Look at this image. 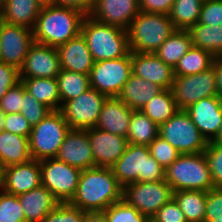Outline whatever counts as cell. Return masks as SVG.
<instances>
[{"label": "cell", "mask_w": 222, "mask_h": 222, "mask_svg": "<svg viewBox=\"0 0 222 222\" xmlns=\"http://www.w3.org/2000/svg\"><path fill=\"white\" fill-rule=\"evenodd\" d=\"M122 199V186L112 168L93 167L82 170L75 196L69 202L85 212L104 211Z\"/></svg>", "instance_id": "6da1fadb"}, {"label": "cell", "mask_w": 222, "mask_h": 222, "mask_svg": "<svg viewBox=\"0 0 222 222\" xmlns=\"http://www.w3.org/2000/svg\"><path fill=\"white\" fill-rule=\"evenodd\" d=\"M86 15L77 9L63 6L42 7L32 29L35 43L58 48L81 33Z\"/></svg>", "instance_id": "7a4b0ae2"}, {"label": "cell", "mask_w": 222, "mask_h": 222, "mask_svg": "<svg viewBox=\"0 0 222 222\" xmlns=\"http://www.w3.org/2000/svg\"><path fill=\"white\" fill-rule=\"evenodd\" d=\"M81 34L94 62L121 58L131 52L126 30L100 23L88 15L82 21Z\"/></svg>", "instance_id": "3957f363"}, {"label": "cell", "mask_w": 222, "mask_h": 222, "mask_svg": "<svg viewBox=\"0 0 222 222\" xmlns=\"http://www.w3.org/2000/svg\"><path fill=\"white\" fill-rule=\"evenodd\" d=\"M111 168L122 187L138 181L165 180V169L150 155L147 145L128 144L124 153Z\"/></svg>", "instance_id": "277c9868"}, {"label": "cell", "mask_w": 222, "mask_h": 222, "mask_svg": "<svg viewBox=\"0 0 222 222\" xmlns=\"http://www.w3.org/2000/svg\"><path fill=\"white\" fill-rule=\"evenodd\" d=\"M175 30L169 15L140 11L127 29L130 51L155 53Z\"/></svg>", "instance_id": "5b68a950"}, {"label": "cell", "mask_w": 222, "mask_h": 222, "mask_svg": "<svg viewBox=\"0 0 222 222\" xmlns=\"http://www.w3.org/2000/svg\"><path fill=\"white\" fill-rule=\"evenodd\" d=\"M165 181L174 192L180 190L207 192L214 188L204 152L181 154L165 169Z\"/></svg>", "instance_id": "8992f818"}, {"label": "cell", "mask_w": 222, "mask_h": 222, "mask_svg": "<svg viewBox=\"0 0 222 222\" xmlns=\"http://www.w3.org/2000/svg\"><path fill=\"white\" fill-rule=\"evenodd\" d=\"M71 128L59 110H52L41 122L32 127L29 148L32 159L42 161L55 158Z\"/></svg>", "instance_id": "52a82bcc"}, {"label": "cell", "mask_w": 222, "mask_h": 222, "mask_svg": "<svg viewBox=\"0 0 222 222\" xmlns=\"http://www.w3.org/2000/svg\"><path fill=\"white\" fill-rule=\"evenodd\" d=\"M159 136L181 154L201 153L208 141L193 123L186 110H179L168 121L159 126Z\"/></svg>", "instance_id": "ba28073f"}, {"label": "cell", "mask_w": 222, "mask_h": 222, "mask_svg": "<svg viewBox=\"0 0 222 222\" xmlns=\"http://www.w3.org/2000/svg\"><path fill=\"white\" fill-rule=\"evenodd\" d=\"M174 191L168 182H134L122 187V199L151 219L156 212L173 199Z\"/></svg>", "instance_id": "9c48e42d"}, {"label": "cell", "mask_w": 222, "mask_h": 222, "mask_svg": "<svg viewBox=\"0 0 222 222\" xmlns=\"http://www.w3.org/2000/svg\"><path fill=\"white\" fill-rule=\"evenodd\" d=\"M131 74V52L121 58L97 61L89 74L90 87L109 98L117 97Z\"/></svg>", "instance_id": "30bf717a"}, {"label": "cell", "mask_w": 222, "mask_h": 222, "mask_svg": "<svg viewBox=\"0 0 222 222\" xmlns=\"http://www.w3.org/2000/svg\"><path fill=\"white\" fill-rule=\"evenodd\" d=\"M171 91L179 110H186L203 98L218 96L214 65L197 74L174 76Z\"/></svg>", "instance_id": "8fae6325"}, {"label": "cell", "mask_w": 222, "mask_h": 222, "mask_svg": "<svg viewBox=\"0 0 222 222\" xmlns=\"http://www.w3.org/2000/svg\"><path fill=\"white\" fill-rule=\"evenodd\" d=\"M41 185L60 203L70 202L75 196L82 170L55 158L40 161Z\"/></svg>", "instance_id": "7c38bea8"}, {"label": "cell", "mask_w": 222, "mask_h": 222, "mask_svg": "<svg viewBox=\"0 0 222 222\" xmlns=\"http://www.w3.org/2000/svg\"><path fill=\"white\" fill-rule=\"evenodd\" d=\"M108 97L93 88L61 104L59 109L71 129L87 130L96 126L103 103Z\"/></svg>", "instance_id": "4fadbf2b"}, {"label": "cell", "mask_w": 222, "mask_h": 222, "mask_svg": "<svg viewBox=\"0 0 222 222\" xmlns=\"http://www.w3.org/2000/svg\"><path fill=\"white\" fill-rule=\"evenodd\" d=\"M33 43L32 29L0 21V62L19 70Z\"/></svg>", "instance_id": "5bb4252c"}, {"label": "cell", "mask_w": 222, "mask_h": 222, "mask_svg": "<svg viewBox=\"0 0 222 222\" xmlns=\"http://www.w3.org/2000/svg\"><path fill=\"white\" fill-rule=\"evenodd\" d=\"M60 59L57 48L33 43L19 69L20 78H56L60 73Z\"/></svg>", "instance_id": "9a60e30c"}, {"label": "cell", "mask_w": 222, "mask_h": 222, "mask_svg": "<svg viewBox=\"0 0 222 222\" xmlns=\"http://www.w3.org/2000/svg\"><path fill=\"white\" fill-rule=\"evenodd\" d=\"M140 11L139 0H96L88 16L127 31Z\"/></svg>", "instance_id": "2e32d148"}, {"label": "cell", "mask_w": 222, "mask_h": 222, "mask_svg": "<svg viewBox=\"0 0 222 222\" xmlns=\"http://www.w3.org/2000/svg\"><path fill=\"white\" fill-rule=\"evenodd\" d=\"M95 167L111 168L128 146V139L97 128L87 129Z\"/></svg>", "instance_id": "e0dca14e"}, {"label": "cell", "mask_w": 222, "mask_h": 222, "mask_svg": "<svg viewBox=\"0 0 222 222\" xmlns=\"http://www.w3.org/2000/svg\"><path fill=\"white\" fill-rule=\"evenodd\" d=\"M193 123L209 142L218 134L222 124V98L210 96L203 98L186 109Z\"/></svg>", "instance_id": "ac0fdd59"}, {"label": "cell", "mask_w": 222, "mask_h": 222, "mask_svg": "<svg viewBox=\"0 0 222 222\" xmlns=\"http://www.w3.org/2000/svg\"><path fill=\"white\" fill-rule=\"evenodd\" d=\"M56 158L80 170L95 167L87 130L70 129Z\"/></svg>", "instance_id": "d6986e66"}, {"label": "cell", "mask_w": 222, "mask_h": 222, "mask_svg": "<svg viewBox=\"0 0 222 222\" xmlns=\"http://www.w3.org/2000/svg\"><path fill=\"white\" fill-rule=\"evenodd\" d=\"M132 73L143 80L155 83L163 89H171L174 72L155 53L131 52Z\"/></svg>", "instance_id": "ffe728a7"}, {"label": "cell", "mask_w": 222, "mask_h": 222, "mask_svg": "<svg viewBox=\"0 0 222 222\" xmlns=\"http://www.w3.org/2000/svg\"><path fill=\"white\" fill-rule=\"evenodd\" d=\"M41 185L40 161L28 162L6 167L3 191L12 195H21Z\"/></svg>", "instance_id": "44dd1931"}, {"label": "cell", "mask_w": 222, "mask_h": 222, "mask_svg": "<svg viewBox=\"0 0 222 222\" xmlns=\"http://www.w3.org/2000/svg\"><path fill=\"white\" fill-rule=\"evenodd\" d=\"M132 113L133 110L123 101L117 97H108L103 103L95 128L127 137Z\"/></svg>", "instance_id": "7402d4cb"}, {"label": "cell", "mask_w": 222, "mask_h": 222, "mask_svg": "<svg viewBox=\"0 0 222 222\" xmlns=\"http://www.w3.org/2000/svg\"><path fill=\"white\" fill-rule=\"evenodd\" d=\"M57 50L62 70L90 74L94 60L87 42L81 33L67 43L59 46Z\"/></svg>", "instance_id": "603a6c76"}, {"label": "cell", "mask_w": 222, "mask_h": 222, "mask_svg": "<svg viewBox=\"0 0 222 222\" xmlns=\"http://www.w3.org/2000/svg\"><path fill=\"white\" fill-rule=\"evenodd\" d=\"M26 222H43L60 201L43 185L17 196Z\"/></svg>", "instance_id": "cb8c5ba5"}, {"label": "cell", "mask_w": 222, "mask_h": 222, "mask_svg": "<svg viewBox=\"0 0 222 222\" xmlns=\"http://www.w3.org/2000/svg\"><path fill=\"white\" fill-rule=\"evenodd\" d=\"M163 90L157 84L143 80L132 73L117 98L132 110H142L154 96Z\"/></svg>", "instance_id": "d4e9b609"}, {"label": "cell", "mask_w": 222, "mask_h": 222, "mask_svg": "<svg viewBox=\"0 0 222 222\" xmlns=\"http://www.w3.org/2000/svg\"><path fill=\"white\" fill-rule=\"evenodd\" d=\"M41 9L37 0H4L2 21L33 29Z\"/></svg>", "instance_id": "484cf974"}, {"label": "cell", "mask_w": 222, "mask_h": 222, "mask_svg": "<svg viewBox=\"0 0 222 222\" xmlns=\"http://www.w3.org/2000/svg\"><path fill=\"white\" fill-rule=\"evenodd\" d=\"M31 159L28 137L0 131V162L4 166L25 163Z\"/></svg>", "instance_id": "4316f807"}, {"label": "cell", "mask_w": 222, "mask_h": 222, "mask_svg": "<svg viewBox=\"0 0 222 222\" xmlns=\"http://www.w3.org/2000/svg\"><path fill=\"white\" fill-rule=\"evenodd\" d=\"M25 90L51 110H59L61 100L56 78H20Z\"/></svg>", "instance_id": "83f0119b"}, {"label": "cell", "mask_w": 222, "mask_h": 222, "mask_svg": "<svg viewBox=\"0 0 222 222\" xmlns=\"http://www.w3.org/2000/svg\"><path fill=\"white\" fill-rule=\"evenodd\" d=\"M192 47L190 34L187 30H175L157 49L155 54L172 68L181 57Z\"/></svg>", "instance_id": "f1b7e54d"}, {"label": "cell", "mask_w": 222, "mask_h": 222, "mask_svg": "<svg viewBox=\"0 0 222 222\" xmlns=\"http://www.w3.org/2000/svg\"><path fill=\"white\" fill-rule=\"evenodd\" d=\"M187 31L193 47L209 51L214 56L222 55V24L210 26L196 23Z\"/></svg>", "instance_id": "f546056e"}, {"label": "cell", "mask_w": 222, "mask_h": 222, "mask_svg": "<svg viewBox=\"0 0 222 222\" xmlns=\"http://www.w3.org/2000/svg\"><path fill=\"white\" fill-rule=\"evenodd\" d=\"M173 199L184 213L187 222H204L206 191L180 190L174 192Z\"/></svg>", "instance_id": "4dcf8cb0"}, {"label": "cell", "mask_w": 222, "mask_h": 222, "mask_svg": "<svg viewBox=\"0 0 222 222\" xmlns=\"http://www.w3.org/2000/svg\"><path fill=\"white\" fill-rule=\"evenodd\" d=\"M159 135V126L141 110H133L127 139L129 144L149 145Z\"/></svg>", "instance_id": "1f68e13d"}, {"label": "cell", "mask_w": 222, "mask_h": 222, "mask_svg": "<svg viewBox=\"0 0 222 222\" xmlns=\"http://www.w3.org/2000/svg\"><path fill=\"white\" fill-rule=\"evenodd\" d=\"M215 56L201 48L191 47L173 68L174 76H186L200 73L212 67Z\"/></svg>", "instance_id": "d6a6232c"}, {"label": "cell", "mask_w": 222, "mask_h": 222, "mask_svg": "<svg viewBox=\"0 0 222 222\" xmlns=\"http://www.w3.org/2000/svg\"><path fill=\"white\" fill-rule=\"evenodd\" d=\"M141 111L160 126L176 114L179 108L171 89H164L161 93L154 96Z\"/></svg>", "instance_id": "836d02e7"}, {"label": "cell", "mask_w": 222, "mask_h": 222, "mask_svg": "<svg viewBox=\"0 0 222 222\" xmlns=\"http://www.w3.org/2000/svg\"><path fill=\"white\" fill-rule=\"evenodd\" d=\"M204 0H174L169 13L176 30H188L198 23Z\"/></svg>", "instance_id": "e575fe53"}, {"label": "cell", "mask_w": 222, "mask_h": 222, "mask_svg": "<svg viewBox=\"0 0 222 222\" xmlns=\"http://www.w3.org/2000/svg\"><path fill=\"white\" fill-rule=\"evenodd\" d=\"M61 104L86 92L90 87L89 75L60 70L56 76Z\"/></svg>", "instance_id": "d590c367"}, {"label": "cell", "mask_w": 222, "mask_h": 222, "mask_svg": "<svg viewBox=\"0 0 222 222\" xmlns=\"http://www.w3.org/2000/svg\"><path fill=\"white\" fill-rule=\"evenodd\" d=\"M108 222H147L148 218L123 199L103 211Z\"/></svg>", "instance_id": "8d00e7d4"}, {"label": "cell", "mask_w": 222, "mask_h": 222, "mask_svg": "<svg viewBox=\"0 0 222 222\" xmlns=\"http://www.w3.org/2000/svg\"><path fill=\"white\" fill-rule=\"evenodd\" d=\"M0 222H26L23 207L16 195L0 192Z\"/></svg>", "instance_id": "74e56055"}, {"label": "cell", "mask_w": 222, "mask_h": 222, "mask_svg": "<svg viewBox=\"0 0 222 222\" xmlns=\"http://www.w3.org/2000/svg\"><path fill=\"white\" fill-rule=\"evenodd\" d=\"M51 111L45 104L39 102L26 90L24 91L20 113L28 120L32 127L41 122Z\"/></svg>", "instance_id": "f35d334b"}, {"label": "cell", "mask_w": 222, "mask_h": 222, "mask_svg": "<svg viewBox=\"0 0 222 222\" xmlns=\"http://www.w3.org/2000/svg\"><path fill=\"white\" fill-rule=\"evenodd\" d=\"M150 155L166 169L180 155L179 151L159 135L148 145Z\"/></svg>", "instance_id": "ab89813d"}, {"label": "cell", "mask_w": 222, "mask_h": 222, "mask_svg": "<svg viewBox=\"0 0 222 222\" xmlns=\"http://www.w3.org/2000/svg\"><path fill=\"white\" fill-rule=\"evenodd\" d=\"M214 187H222V144L208 142L204 151Z\"/></svg>", "instance_id": "60d3db41"}, {"label": "cell", "mask_w": 222, "mask_h": 222, "mask_svg": "<svg viewBox=\"0 0 222 222\" xmlns=\"http://www.w3.org/2000/svg\"><path fill=\"white\" fill-rule=\"evenodd\" d=\"M85 213L69 202H64L51 210L43 222H83Z\"/></svg>", "instance_id": "b9f144b4"}, {"label": "cell", "mask_w": 222, "mask_h": 222, "mask_svg": "<svg viewBox=\"0 0 222 222\" xmlns=\"http://www.w3.org/2000/svg\"><path fill=\"white\" fill-rule=\"evenodd\" d=\"M25 86L21 80L10 87L6 94L1 98L0 109L5 114L20 113L22 109V95L24 94Z\"/></svg>", "instance_id": "7bdbcfd3"}, {"label": "cell", "mask_w": 222, "mask_h": 222, "mask_svg": "<svg viewBox=\"0 0 222 222\" xmlns=\"http://www.w3.org/2000/svg\"><path fill=\"white\" fill-rule=\"evenodd\" d=\"M198 23L210 26L222 24V0H204Z\"/></svg>", "instance_id": "ee69618b"}, {"label": "cell", "mask_w": 222, "mask_h": 222, "mask_svg": "<svg viewBox=\"0 0 222 222\" xmlns=\"http://www.w3.org/2000/svg\"><path fill=\"white\" fill-rule=\"evenodd\" d=\"M4 122V131L29 138L32 126L21 113L6 114Z\"/></svg>", "instance_id": "f6af8a7d"}, {"label": "cell", "mask_w": 222, "mask_h": 222, "mask_svg": "<svg viewBox=\"0 0 222 222\" xmlns=\"http://www.w3.org/2000/svg\"><path fill=\"white\" fill-rule=\"evenodd\" d=\"M222 217V187H214L206 192V207L204 221Z\"/></svg>", "instance_id": "bcb514c9"}, {"label": "cell", "mask_w": 222, "mask_h": 222, "mask_svg": "<svg viewBox=\"0 0 222 222\" xmlns=\"http://www.w3.org/2000/svg\"><path fill=\"white\" fill-rule=\"evenodd\" d=\"M151 219L155 222H187L174 199L164 204Z\"/></svg>", "instance_id": "7dc6e473"}, {"label": "cell", "mask_w": 222, "mask_h": 222, "mask_svg": "<svg viewBox=\"0 0 222 222\" xmlns=\"http://www.w3.org/2000/svg\"><path fill=\"white\" fill-rule=\"evenodd\" d=\"M19 81V70L12 65L0 62V101L8 89Z\"/></svg>", "instance_id": "c3c4849f"}, {"label": "cell", "mask_w": 222, "mask_h": 222, "mask_svg": "<svg viewBox=\"0 0 222 222\" xmlns=\"http://www.w3.org/2000/svg\"><path fill=\"white\" fill-rule=\"evenodd\" d=\"M174 0H139L141 11L169 15Z\"/></svg>", "instance_id": "681fc988"}, {"label": "cell", "mask_w": 222, "mask_h": 222, "mask_svg": "<svg viewBox=\"0 0 222 222\" xmlns=\"http://www.w3.org/2000/svg\"><path fill=\"white\" fill-rule=\"evenodd\" d=\"M96 0H56L57 6L70 7L88 15Z\"/></svg>", "instance_id": "f907efd6"}, {"label": "cell", "mask_w": 222, "mask_h": 222, "mask_svg": "<svg viewBox=\"0 0 222 222\" xmlns=\"http://www.w3.org/2000/svg\"><path fill=\"white\" fill-rule=\"evenodd\" d=\"M214 69L217 79V93L222 98V55L215 56Z\"/></svg>", "instance_id": "816d5d0a"}, {"label": "cell", "mask_w": 222, "mask_h": 222, "mask_svg": "<svg viewBox=\"0 0 222 222\" xmlns=\"http://www.w3.org/2000/svg\"><path fill=\"white\" fill-rule=\"evenodd\" d=\"M83 222H108L103 211L86 212Z\"/></svg>", "instance_id": "f5cc1de1"}, {"label": "cell", "mask_w": 222, "mask_h": 222, "mask_svg": "<svg viewBox=\"0 0 222 222\" xmlns=\"http://www.w3.org/2000/svg\"><path fill=\"white\" fill-rule=\"evenodd\" d=\"M6 166L0 162V192L3 191L5 185Z\"/></svg>", "instance_id": "db71d44e"}, {"label": "cell", "mask_w": 222, "mask_h": 222, "mask_svg": "<svg viewBox=\"0 0 222 222\" xmlns=\"http://www.w3.org/2000/svg\"><path fill=\"white\" fill-rule=\"evenodd\" d=\"M42 7L56 5V0H37Z\"/></svg>", "instance_id": "11a10c76"}, {"label": "cell", "mask_w": 222, "mask_h": 222, "mask_svg": "<svg viewBox=\"0 0 222 222\" xmlns=\"http://www.w3.org/2000/svg\"><path fill=\"white\" fill-rule=\"evenodd\" d=\"M212 142L222 144V124L217 136L212 140Z\"/></svg>", "instance_id": "9f6ffc18"}, {"label": "cell", "mask_w": 222, "mask_h": 222, "mask_svg": "<svg viewBox=\"0 0 222 222\" xmlns=\"http://www.w3.org/2000/svg\"><path fill=\"white\" fill-rule=\"evenodd\" d=\"M5 116L6 114L0 109V131L3 130Z\"/></svg>", "instance_id": "6f0895ef"}, {"label": "cell", "mask_w": 222, "mask_h": 222, "mask_svg": "<svg viewBox=\"0 0 222 222\" xmlns=\"http://www.w3.org/2000/svg\"><path fill=\"white\" fill-rule=\"evenodd\" d=\"M204 222H222V217H214V220Z\"/></svg>", "instance_id": "680465c9"}, {"label": "cell", "mask_w": 222, "mask_h": 222, "mask_svg": "<svg viewBox=\"0 0 222 222\" xmlns=\"http://www.w3.org/2000/svg\"><path fill=\"white\" fill-rule=\"evenodd\" d=\"M4 4V0H0V6L2 7Z\"/></svg>", "instance_id": "91938a15"}, {"label": "cell", "mask_w": 222, "mask_h": 222, "mask_svg": "<svg viewBox=\"0 0 222 222\" xmlns=\"http://www.w3.org/2000/svg\"><path fill=\"white\" fill-rule=\"evenodd\" d=\"M1 6H0V21L2 20V15H1Z\"/></svg>", "instance_id": "94428289"}, {"label": "cell", "mask_w": 222, "mask_h": 222, "mask_svg": "<svg viewBox=\"0 0 222 222\" xmlns=\"http://www.w3.org/2000/svg\"><path fill=\"white\" fill-rule=\"evenodd\" d=\"M147 222H155V221H153L152 219H148Z\"/></svg>", "instance_id": "6125c7cd"}]
</instances>
